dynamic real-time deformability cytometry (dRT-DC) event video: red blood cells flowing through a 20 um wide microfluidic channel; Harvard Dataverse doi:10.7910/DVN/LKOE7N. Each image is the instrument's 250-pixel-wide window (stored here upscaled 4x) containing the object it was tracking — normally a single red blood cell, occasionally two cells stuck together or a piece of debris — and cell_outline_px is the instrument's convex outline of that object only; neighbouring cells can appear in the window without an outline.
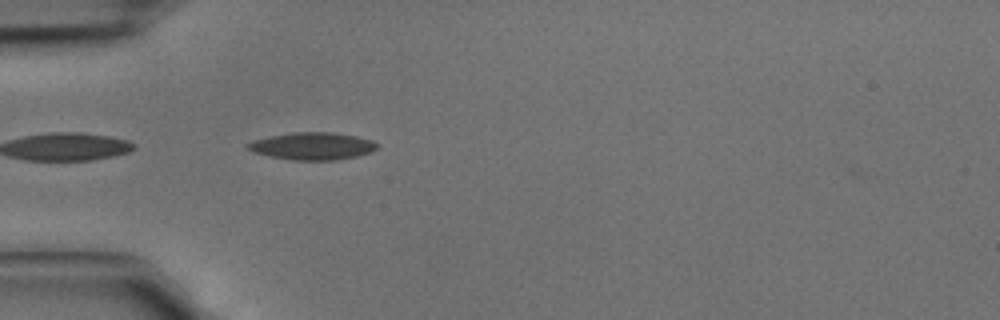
{"species": "common noctule bat (a hibernating species)", "species_latin": "Nyctalus noctula", "temperature_condition": "cold", "stored_images_in_passage": 3, "camera_frame_rate_fps": 3000, "um_per_image_px": 0.085, "animal": {"sex": "male", "body_mass_g": 15.6}, "frame": {"image": 1, "passage_image": 3, "time_ms": 0.667, "image_size_px": [1000, 320], "cell_outline_px": [[376, 148], [372, 152], [356, 156], [336, 160], [292, 160], [268, 156], [252, 152], [244, 148], [244, 144], [252, 140], [292, 132], [332, 132], [356, 136], [372, 140], [376, 144]], "centroid_in_image_um": [26.48, 12.42], "position_along_channel_um": 58.5, "area_um2": 20.75}}